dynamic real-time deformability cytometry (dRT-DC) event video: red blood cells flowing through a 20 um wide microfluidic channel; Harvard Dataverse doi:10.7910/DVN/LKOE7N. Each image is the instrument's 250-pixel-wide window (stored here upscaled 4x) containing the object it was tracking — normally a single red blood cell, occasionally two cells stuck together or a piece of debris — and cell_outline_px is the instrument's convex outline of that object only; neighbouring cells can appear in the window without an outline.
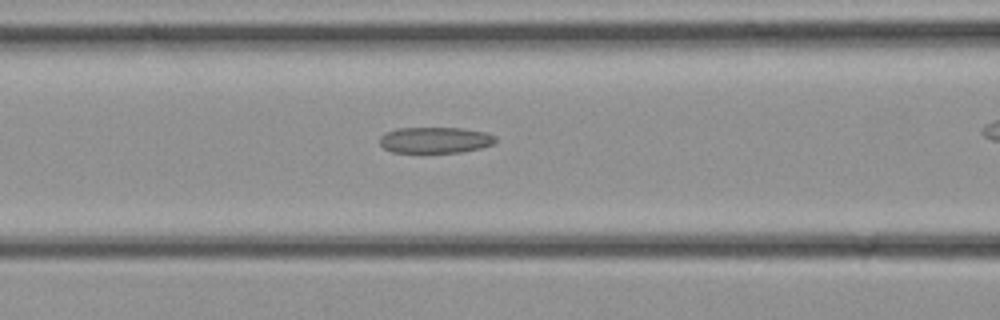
{"species": "common noctule bat (a hibernating species)", "species_latin": "Nyctalus noctula", "temperature_condition": "cold", "stored_images_in_passage": 25, "segment_of_instrument_passage": [1, 2], "camera_frame_rate_fps": 3000, "um_per_image_px": 0.085, "animal": {"sex": "female", "body_mass_g": 21.9}, "frame": {"image": 1, "passage_image": 12, "time_ms": 3.667, "image_size_px": [1000, 320], "cell_outline_px": [[496, 140], [492, 144], [480, 148], [460, 152], [392, 152], [384, 148], [380, 144], [380, 136], [384, 132], [396, 128], [464, 128], [484, 132], [496, 136]], "centroid_in_image_um": [36.96, 11.89], "position_along_channel_um": 129.6, "area_um2": 17.57}}
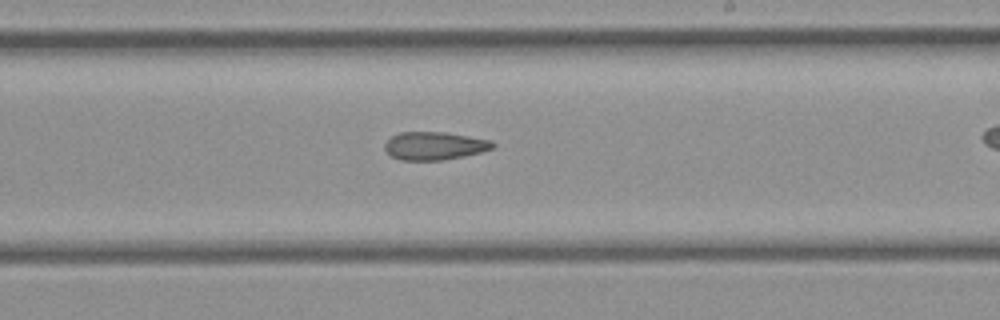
{"frame": {"image": 2, "passage_image": 18, "time_ms": 5.667, "image_size_px": [1000, 320], "cell_outline_px": [[496, 148], [464, 156], [444, 160], [400, 160], [392, 156], [384, 148], [384, 144], [392, 136], [400, 132], [444, 132], [492, 140], [496, 144]], "centroid_in_image_um": [36.97, 12.39], "position_along_channel_um": 252.0, "area_um2": 17.69}}
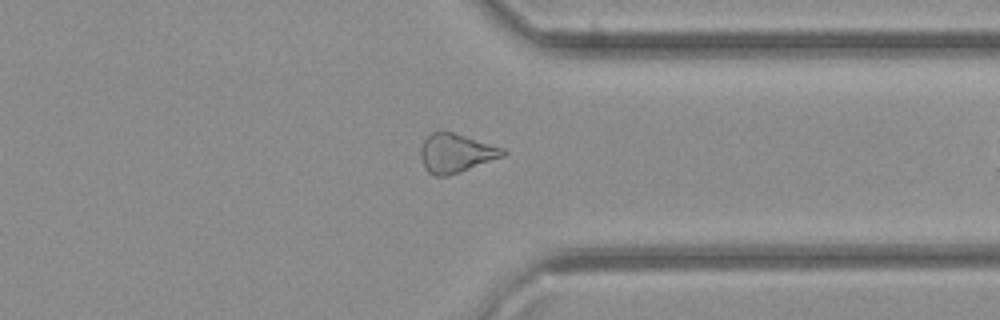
{"frame": {"image": 3, "passage_image": 24, "time_ms": 7.667, "image_size_px": [1000, 320], "cell_outline_px": [[508, 152], [504, 156], [460, 172], [448, 176], [436, 176], [428, 172], [424, 168], [420, 156], [420, 148], [424, 140], [432, 132], [452, 132], [504, 148]], "centroid_in_image_um": [38.74, 13.03], "position_along_channel_um": 372.7, "area_um2": 18.55}}